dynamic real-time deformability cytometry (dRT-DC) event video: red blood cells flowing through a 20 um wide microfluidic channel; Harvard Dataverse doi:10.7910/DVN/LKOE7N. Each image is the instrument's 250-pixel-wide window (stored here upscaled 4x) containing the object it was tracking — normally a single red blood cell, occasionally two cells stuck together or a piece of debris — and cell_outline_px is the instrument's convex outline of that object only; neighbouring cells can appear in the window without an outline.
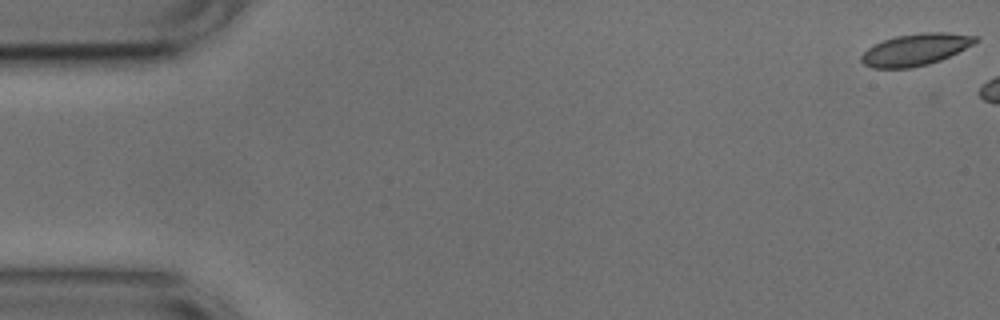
{"species": "common noctule bat (a hibernating species)", "species_latin": "Nyctalus noctula", "temperature_condition": "cold", "stored_images_in_passage": 9, "camera_frame_rate_fps": 3000, "um_per_image_px": 0.085, "animal": {"sex": "male", "body_mass_g": 17.9, "forearm_length_mm": 54.2}, "frame": {"image": 1, "passage_image": 1, "time_ms": 0.0, "image_size_px": [1000, 320], "cell_outline_px": [[980, 40], [940, 60], [928, 64], [908, 68], [872, 68], [864, 64], [860, 60], [860, 56], [868, 48], [884, 40], [896, 36], [924, 32], [948, 32], [980, 36]], "centroid_in_image_um": [77.82, 4.2], "position_along_channel_um": 7.2, "area_um2": 20.98}}